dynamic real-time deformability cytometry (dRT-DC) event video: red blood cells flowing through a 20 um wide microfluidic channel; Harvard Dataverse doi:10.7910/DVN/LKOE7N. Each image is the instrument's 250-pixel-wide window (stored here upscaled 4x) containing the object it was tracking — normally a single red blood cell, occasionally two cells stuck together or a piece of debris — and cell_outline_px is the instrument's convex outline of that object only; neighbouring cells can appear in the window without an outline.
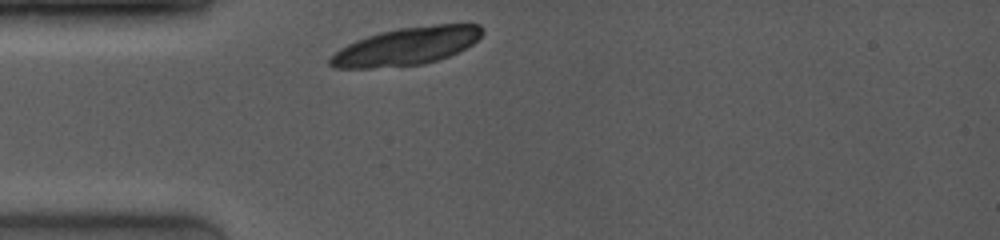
{"species": "common noctule bat (a hibernating species)", "species_latin": "Nyctalus noctula", "temperature_condition": "room temperature", "stored_images_in_passage": 2, "camera_frame_rate_fps": 4000, "um_per_image_px": 0.085, "animal": {"sex": "female", "body_mass_g": 19.0, "forearm_length_mm": 53.3}, "frame": {"image": 1, "passage_image": 1, "time_ms": 0.0, "image_size_px": [1000, 240], "cell_outline_px": [[484, 32], [472, 44], [448, 56], [424, 64], [372, 68], [332, 68], [328, 64], [328, 60], [340, 48], [356, 40], [380, 32], [400, 28], [436, 24], [480, 24]], "centroid_in_image_um": [34.53, 3.93], "position_along_channel_um": 50.5, "area_um2": 33.18}}